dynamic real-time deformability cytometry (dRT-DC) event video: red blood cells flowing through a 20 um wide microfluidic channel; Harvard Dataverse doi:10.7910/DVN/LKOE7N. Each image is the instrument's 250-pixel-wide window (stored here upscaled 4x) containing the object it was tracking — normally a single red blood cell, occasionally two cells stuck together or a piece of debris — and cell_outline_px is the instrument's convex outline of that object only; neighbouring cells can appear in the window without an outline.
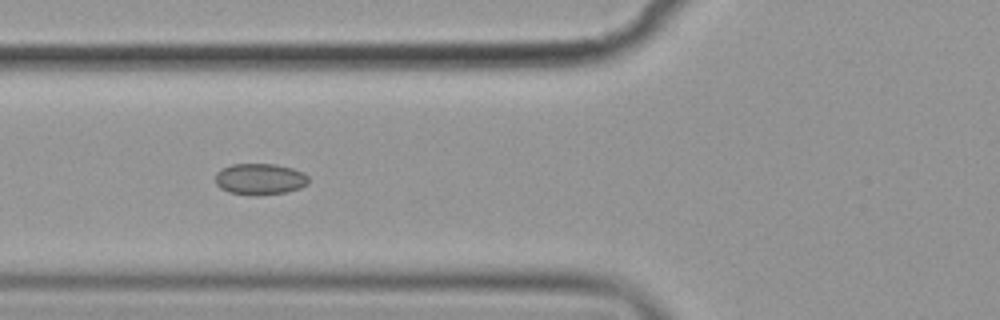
{"species": "common noctule bat (a hibernating species)", "species_latin": "Nyctalus noctula", "temperature_condition": "cold", "stored_images_in_passage": 7, "camera_frame_rate_fps": 3000, "um_per_image_px": 0.085, "animal": {"sex": "female", "body_mass_g": 19.9}, "frame": {"image": 1, "passage_image": 6, "time_ms": 6.0, "image_size_px": [1000, 320], "cell_outline_px": [[308, 184], [300, 188], [288, 192], [256, 196], [228, 192], [220, 188], [216, 184], [216, 172], [232, 164], [276, 164], [292, 168], [304, 172], [308, 176]], "centroid_in_image_um": [22.12, 15.23], "position_along_channel_um": 103.7, "area_um2": 17.17}}
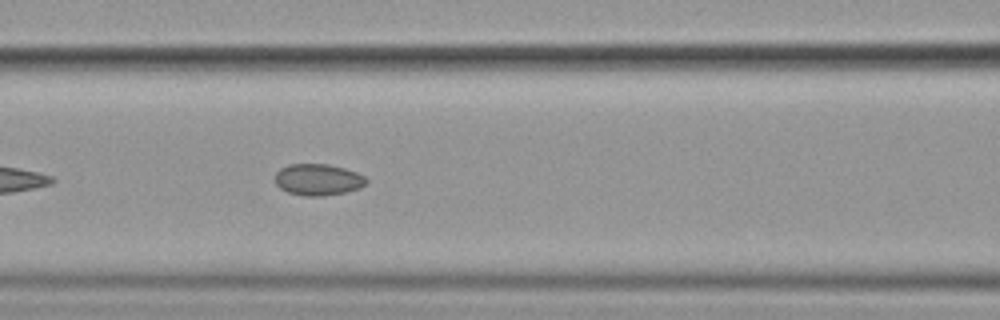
{"frame": {"image": 2, "passage_image": 7, "time_ms": 7.0, "image_size_px": [1000, 320], "cell_outline_px": [[368, 180], [360, 188], [344, 192], [320, 196], [304, 196], [288, 192], [280, 188], [276, 184], [276, 172], [280, 168], [288, 164], [328, 164], [344, 168], [356, 172], [364, 176]], "centroid_in_image_um": [27.02, 15.26], "position_along_channel_um": 139.6, "area_um2": 16.65}}